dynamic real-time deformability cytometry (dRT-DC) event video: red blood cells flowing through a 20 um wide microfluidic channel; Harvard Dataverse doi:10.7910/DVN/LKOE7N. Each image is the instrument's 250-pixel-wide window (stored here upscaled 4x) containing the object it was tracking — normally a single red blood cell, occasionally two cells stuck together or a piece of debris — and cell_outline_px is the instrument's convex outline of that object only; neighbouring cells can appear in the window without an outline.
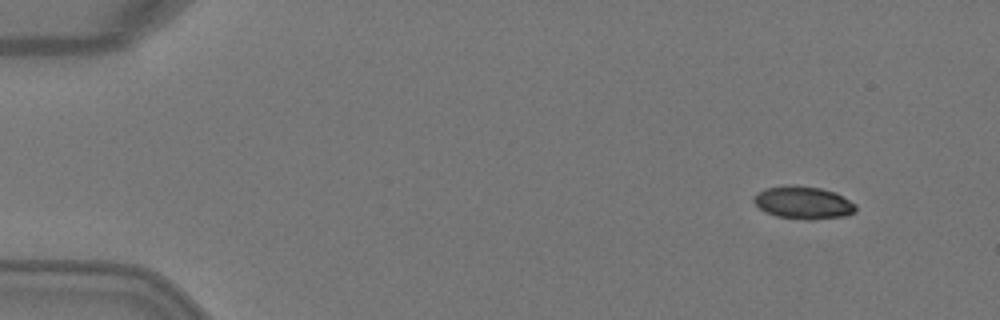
{"species": "Egyptian fruit bat (a non-hibernating species)", "species_latin": "Rousettus aegyptiacus", "temperature_condition": "warm", "stored_images_in_passage": 3, "camera_frame_rate_fps": 3000, "um_per_image_px": 0.085, "animal": {"sex": "female"}, "frame": {"image": 1, "passage_image": 1, "time_ms": 0.0, "image_size_px": [1000, 320], "cell_outline_px": [[856, 212], [848, 216], [812, 220], [808, 220], [776, 216], [760, 208], [752, 200], [752, 196], [756, 192], [764, 188], [788, 184], [796, 184], [820, 188], [836, 192], [856, 204]], "centroid_in_image_um": [68.28, 17.21], "position_along_channel_um": 16.7, "area_um2": 19.83}}